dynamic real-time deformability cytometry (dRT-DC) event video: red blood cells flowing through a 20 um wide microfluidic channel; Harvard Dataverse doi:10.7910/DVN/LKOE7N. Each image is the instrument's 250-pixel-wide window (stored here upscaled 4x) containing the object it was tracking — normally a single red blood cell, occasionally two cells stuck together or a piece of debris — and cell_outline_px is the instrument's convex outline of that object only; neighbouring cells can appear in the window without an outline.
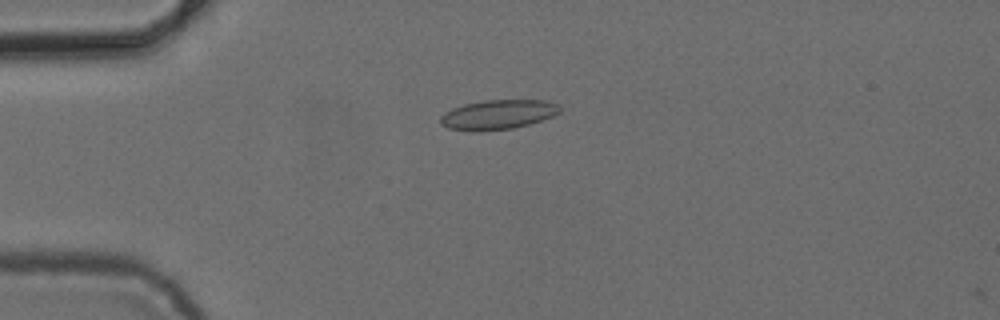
{"species": "common noctule bat (a hibernating species)", "species_latin": "Nyctalus noctula", "temperature_condition": "cold", "stored_images_in_passage": 15, "camera_frame_rate_fps": 3000, "um_per_image_px": 0.085, "animal": {"sex": "female", "body_mass_g": 24.6, "forearm_length_mm": 56.2}, "frame": {"image": 1, "passage_image": 14, "time_ms": 4.333, "image_size_px": [1000, 320], "cell_outline_px": [[560, 112], [552, 116], [528, 124], [512, 128], [480, 132], [472, 132], [448, 128], [440, 124], [440, 116], [444, 112], [452, 108], [464, 104], [484, 100], [544, 100], [556, 104], [560, 108]], "centroid_in_image_um": [42.26, 9.75], "position_along_channel_um": 42.7, "area_um2": 20.63}}